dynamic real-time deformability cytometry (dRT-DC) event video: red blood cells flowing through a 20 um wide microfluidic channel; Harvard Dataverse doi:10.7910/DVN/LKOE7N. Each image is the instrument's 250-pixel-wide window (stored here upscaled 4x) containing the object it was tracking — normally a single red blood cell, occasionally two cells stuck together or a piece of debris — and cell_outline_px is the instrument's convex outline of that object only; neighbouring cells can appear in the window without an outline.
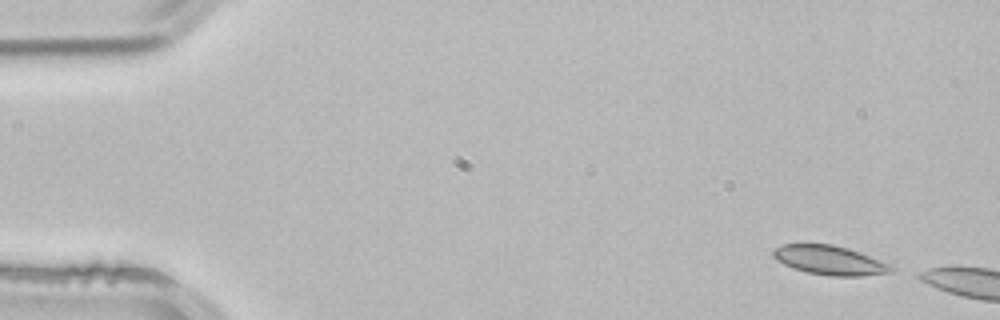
{"species": "common noctule bat (a hibernating species)", "species_latin": "Nyctalus noctula", "temperature_condition": "room temperature", "stored_images_in_passage": 4, "camera_frame_rate_fps": 3000, "um_per_image_px": 0.085, "animal": {"sex": "male", "body_mass_g": 21.5, "forearm_length_mm": 52.0}, "frame": {"image": 1, "passage_image": 1, "time_ms": 0.0, "image_size_px": [1000, 320], "cell_outline_px": [[896, 268], [892, 272], [860, 276], [832, 276], [808, 272], [784, 264], [776, 260], [772, 256], [772, 252], [780, 244], [832, 244], [848, 248], [860, 252], [892, 264]], "centroid_in_image_um": [70.57, 22.11], "position_along_channel_um": 14.4, "area_um2": 20.11}}